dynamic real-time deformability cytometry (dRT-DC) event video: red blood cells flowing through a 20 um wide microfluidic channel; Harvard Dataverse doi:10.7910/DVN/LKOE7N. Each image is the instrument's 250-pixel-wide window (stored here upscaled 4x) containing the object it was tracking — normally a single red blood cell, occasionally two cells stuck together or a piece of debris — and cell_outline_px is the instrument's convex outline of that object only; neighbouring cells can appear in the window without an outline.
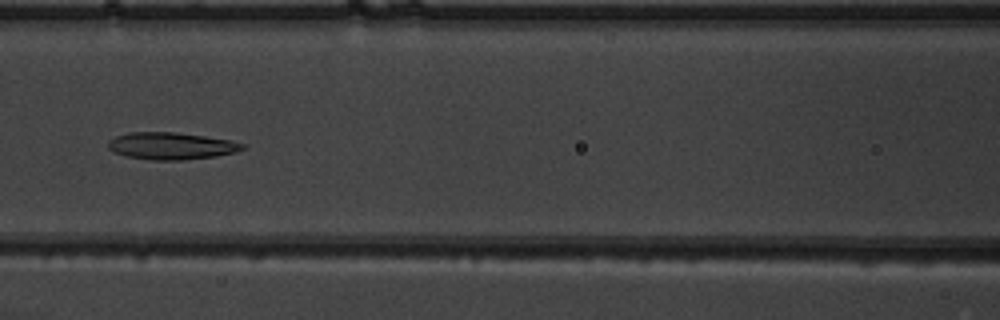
{"species": "common noctule bat (a hibernating species)", "species_latin": "Nyctalus noctula", "temperature_condition": "warm", "stored_images_in_passage": 41, "camera_frame_rate_fps": 3000, "um_per_image_px": 0.085, "animal": {"sex": "male", "body_mass_g": 19.5, "forearm_length_mm": 54.6}, "frame": {"image": 1, "passage_image": 13, "time_ms": 4.0, "image_size_px": [1000, 320], "cell_outline_px": [[244, 148], [236, 152], [216, 156], [180, 160], [152, 160], [128, 156], [112, 152], [108, 148], [108, 140], [116, 136], [128, 132], [176, 132], [232, 140], [244, 144]], "centroid_in_image_um": [14.54, 12.4], "position_along_channel_um": 152.1, "area_um2": 21.21}}
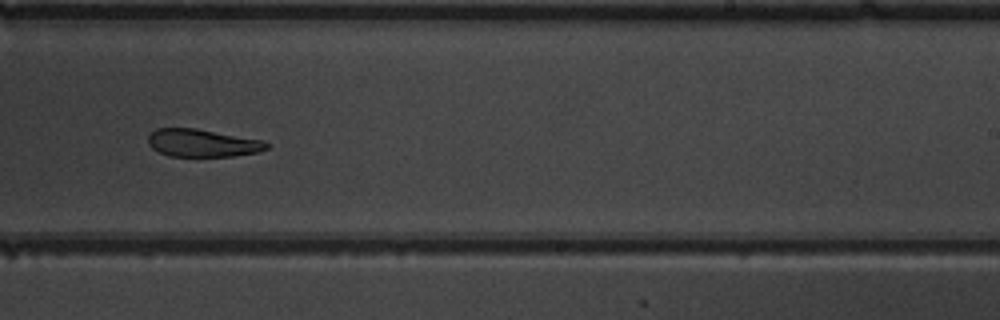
{"frame": {"image": 2, "passage_image": 22, "time_ms": 7.0, "image_size_px": [1000, 320], "cell_outline_px": [[268, 148], [256, 152], [232, 156], [168, 156], [152, 148], [148, 144], [148, 136], [156, 128], [196, 128], [264, 140], [268, 144]], "centroid_in_image_um": [17.19, 12.15], "position_along_channel_um": 271.8, "area_um2": 19.07}}
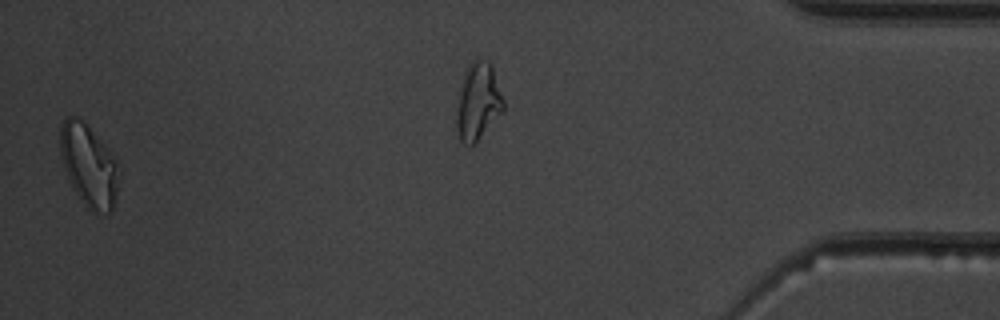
{"frame": {"image": 3, "passage_image": 40, "time_ms": 13.0, "image_size_px": [1000, 320], "cell_outline_px": [[120, 172], [112, 212], [92, 212], [84, 204], [68, 180], [60, 156], [60, 124], [68, 116], [76, 116], [84, 120], [108, 148], [116, 160]], "centroid_in_image_um": [7.54, 14.02], "position_along_channel_um": 427.7, "area_um2": 28.26}}